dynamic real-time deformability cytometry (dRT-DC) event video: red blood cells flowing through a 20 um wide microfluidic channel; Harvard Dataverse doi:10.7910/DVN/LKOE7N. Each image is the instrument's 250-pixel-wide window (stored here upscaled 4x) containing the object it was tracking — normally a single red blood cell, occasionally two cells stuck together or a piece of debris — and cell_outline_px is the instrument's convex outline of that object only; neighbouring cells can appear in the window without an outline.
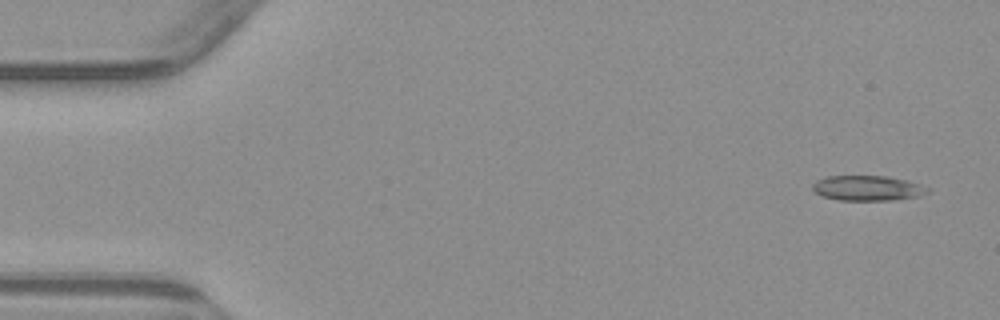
{"species": "common noctule bat (a hibernating species)", "species_latin": "Nyctalus noctula", "temperature_condition": "warm", "stored_images_in_passage": 4, "camera_frame_rate_fps": 3000, "um_per_image_px": 0.085, "animal": {"sex": "male", "body_mass_g": 23.1, "forearm_length_mm": 52.7}, "frame": {"image": 1, "passage_image": 1, "time_ms": 0.0, "image_size_px": [1000, 320], "cell_outline_px": [[932, 192], [916, 196], [892, 200], [840, 200], [824, 196], [816, 192], [812, 188], [812, 184], [816, 180], [828, 176], [888, 176], [908, 180], [932, 188]], "centroid_in_image_um": [73.8, 15.98], "position_along_channel_um": 11.2, "area_um2": 16.88}}
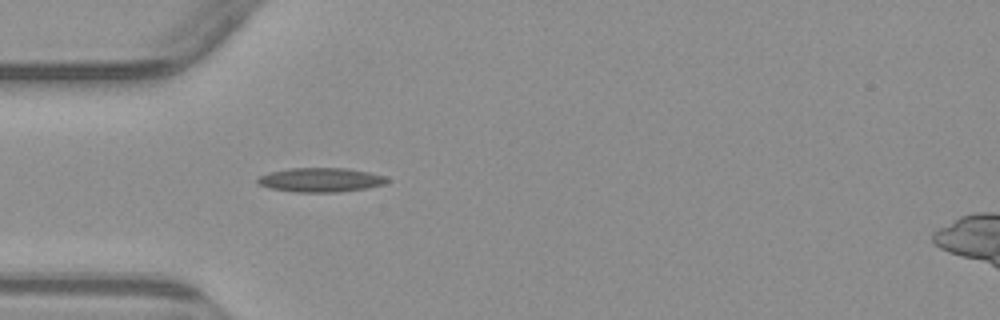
{"frame": {"image": 2, "passage_image": 4, "time_ms": 4.333, "image_size_px": [1000, 320], "cell_outline_px": [[388, 180], [384, 184], [368, 188], [340, 192], [296, 192], [268, 188], [256, 184], [256, 180], [260, 176], [268, 172], [288, 168], [344, 168], [368, 172], [384, 176]], "centroid_in_image_um": [27.19, 15.29], "position_along_channel_um": 57.8, "area_um2": 18.32}}